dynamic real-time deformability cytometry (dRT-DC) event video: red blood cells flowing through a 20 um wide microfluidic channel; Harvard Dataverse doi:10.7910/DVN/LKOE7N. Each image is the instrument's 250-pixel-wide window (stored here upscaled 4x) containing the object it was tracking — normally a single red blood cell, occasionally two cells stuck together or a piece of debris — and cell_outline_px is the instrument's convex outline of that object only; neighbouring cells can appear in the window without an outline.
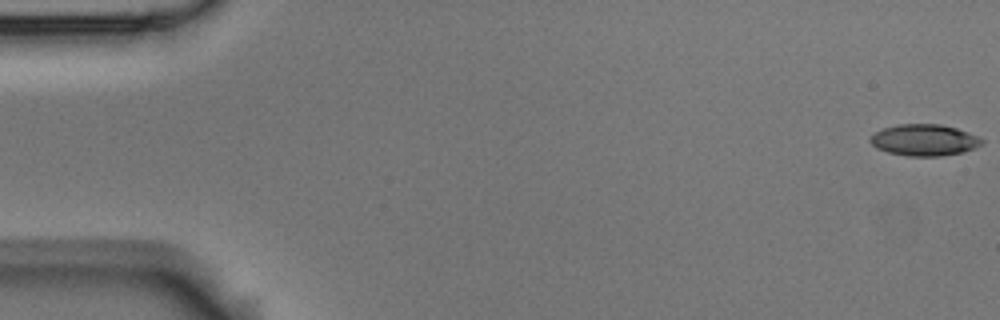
{"species": "Egyptian fruit bat (a non-hibernating species)", "species_latin": "Rousettus aegyptiacus", "temperature_condition": "room temperature", "stored_images_in_passage": 3, "segment_of_instrument_passage": [2, 2], "camera_frame_rate_fps": 3000, "um_per_image_px": 0.085, "animal": {"sex": "male"}, "frame": {"image": 1, "passage_image": 3, "time_ms": 0.667, "image_size_px": [1000, 320], "cell_outline_px": [[984, 144], [976, 148], [964, 152], [940, 156], [908, 156], [888, 152], [876, 148], [868, 140], [876, 132], [884, 128], [896, 124], [940, 124], [956, 128], [980, 136], [984, 140]], "centroid_in_image_um": [78.61, 11.9], "position_along_channel_um": 6.4, "area_um2": 20.63}}